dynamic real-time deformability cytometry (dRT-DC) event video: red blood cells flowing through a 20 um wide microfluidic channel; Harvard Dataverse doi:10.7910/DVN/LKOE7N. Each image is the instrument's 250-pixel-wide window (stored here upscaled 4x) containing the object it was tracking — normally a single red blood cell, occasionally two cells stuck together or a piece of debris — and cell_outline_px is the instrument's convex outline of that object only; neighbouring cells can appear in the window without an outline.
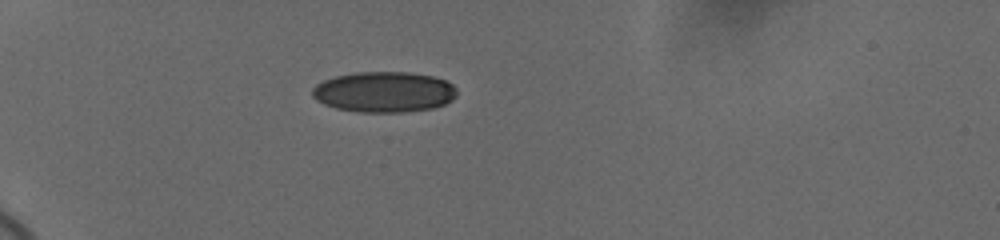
{"species": "human", "species_latin": "Homo sapiens", "temperature_condition": "cold", "stored_images_in_passage": 12, "camera_frame_rate_fps": 3000, "um_per_image_px": 0.085, "donor": {"sex": "female"}, "frame": {"image": 1, "passage_image": 7, "time_ms": 5.333, "image_size_px": [1000, 240], "cell_outline_px": [[456, 96], [452, 100], [444, 104], [432, 108], [404, 112], [360, 112], [336, 108], [324, 104], [316, 100], [312, 96], [312, 88], [316, 84], [324, 80], [336, 76], [356, 72], [408, 72], [432, 76], [444, 80], [452, 84], [456, 88]], "centroid_in_image_um": [32.63, 7.81], "position_along_channel_um": 52.4, "area_um2": 34.22}}
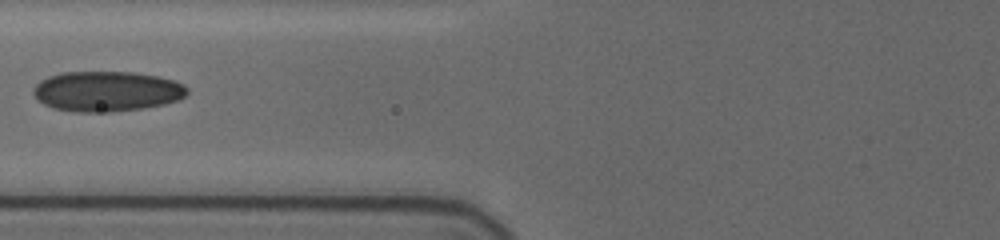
{"frame": {"image": 2, "passage_image": 10, "time_ms": 8.0, "image_size_px": [1000, 240], "cell_outline_px": [[188, 92], [184, 96], [176, 100], [164, 104], [140, 108], [108, 112], [76, 112], [52, 108], [44, 104], [32, 92], [32, 88], [40, 80], [48, 76], [60, 72], [132, 72], [156, 76], [172, 80], [184, 84], [188, 88]], "centroid_in_image_um": [9.04, 7.75], "position_along_channel_um": 116.8, "area_um2": 35.95}}
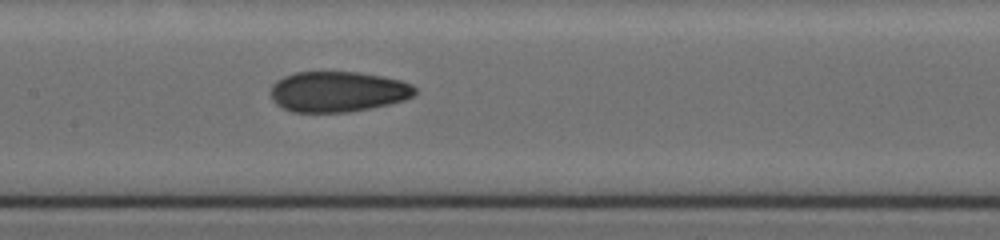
{"frame": {"image": 3, "passage_image": 12, "time_ms": 9.667, "image_size_px": [1000, 240], "cell_outline_px": [[416, 92], [412, 96], [404, 100], [372, 108], [348, 112], [292, 112], [276, 104], [272, 100], [268, 92], [272, 84], [276, 80], [284, 76], [296, 72], [360, 72], [384, 76], [400, 80], [412, 84], [416, 88]], "centroid_in_image_um": [28.69, 7.79], "position_along_channel_um": 178.7, "area_um2": 34.45}}